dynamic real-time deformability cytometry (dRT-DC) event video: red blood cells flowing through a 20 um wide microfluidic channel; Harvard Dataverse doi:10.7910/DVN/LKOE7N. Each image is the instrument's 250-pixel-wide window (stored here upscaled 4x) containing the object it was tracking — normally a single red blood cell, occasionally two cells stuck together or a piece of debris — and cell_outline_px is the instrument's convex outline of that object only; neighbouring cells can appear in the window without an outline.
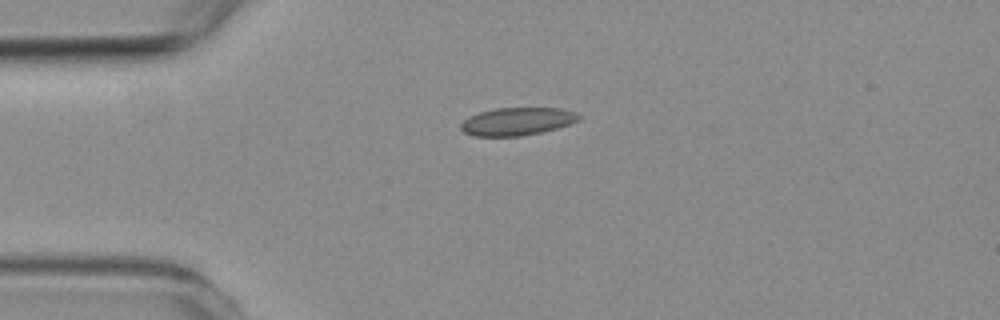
{"species": "common noctule bat (a hibernating species)", "species_latin": "Nyctalus noctula", "temperature_condition": "room temperature", "stored_images_in_passage": 3, "camera_frame_rate_fps": 3000, "um_per_image_px": 0.085, "animal": {"sex": "female", "body_mass_g": 19.3, "forearm_length_mm": 54.1}, "frame": {"image": 1, "passage_image": 1, "time_ms": 0.0, "image_size_px": [1000, 320], "cell_outline_px": [[580, 116], [576, 120], [568, 124], [556, 128], [540, 132], [520, 136], [472, 136], [464, 132], [460, 128], [460, 124], [464, 120], [480, 112], [496, 108], [560, 108], [576, 112]], "centroid_in_image_um": [43.92, 10.32], "position_along_channel_um": 41.1, "area_um2": 18.84}}
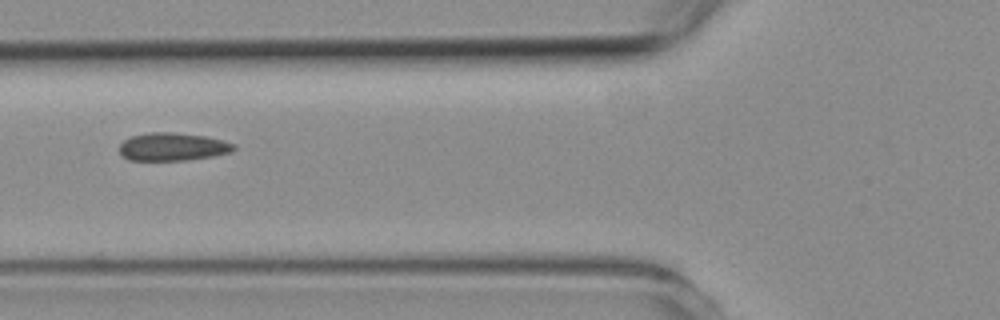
{"frame": {"image": 2, "passage_image": 3, "time_ms": 2.333, "image_size_px": [1000, 320], "cell_outline_px": [[236, 148], [232, 152], [212, 156], [188, 160], [128, 160], [120, 152], [120, 144], [124, 140], [132, 136], [148, 132], [172, 132], [204, 136], [236, 144]], "centroid_in_image_um": [14.68, 12.47], "position_along_channel_um": 111.1, "area_um2": 18.55}}